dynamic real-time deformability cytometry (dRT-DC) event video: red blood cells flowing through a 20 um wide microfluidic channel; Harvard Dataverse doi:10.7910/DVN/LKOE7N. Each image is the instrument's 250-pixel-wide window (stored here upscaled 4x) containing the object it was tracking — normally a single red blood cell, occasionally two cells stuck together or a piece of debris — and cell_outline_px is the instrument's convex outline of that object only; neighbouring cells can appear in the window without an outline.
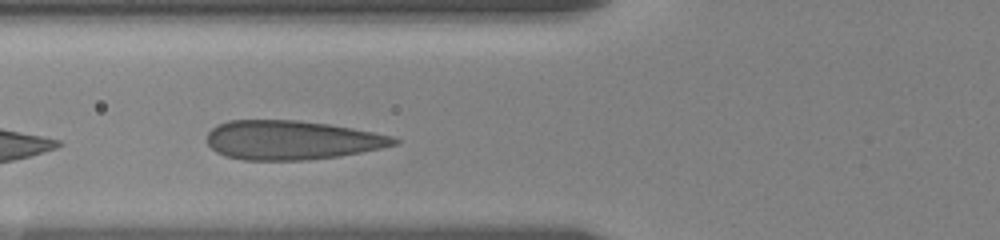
{"species": "human", "species_latin": "Homo sapiens", "temperature_condition": "room temperature", "stored_images_in_passage": 8, "camera_frame_rate_fps": 3000, "um_per_image_px": 0.085, "donor": {"sex": "female"}, "frame": {"image": 1, "passage_image": 6, "time_ms": 3.667, "image_size_px": [1000, 240], "cell_outline_px": [[400, 144], [340, 156], [308, 160], [244, 160], [224, 156], [216, 152], [208, 144], [208, 132], [212, 128], [228, 120], [296, 120], [328, 124], [352, 128], [392, 136], [400, 140]], "centroid_in_image_um": [24.79, 11.91], "position_along_channel_um": 101.0, "area_um2": 42.6}}
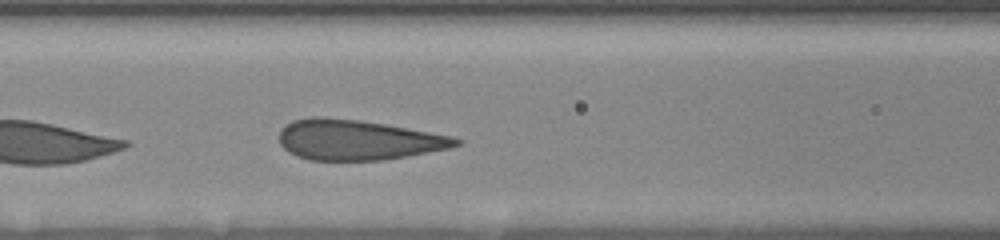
{"frame": {"image": 2, "passage_image": 8, "time_ms": 4.667, "image_size_px": [1000, 240], "cell_outline_px": [[464, 140], [460, 144], [448, 148], [408, 156], [384, 160], [308, 160], [296, 156], [288, 152], [280, 144], [280, 128], [284, 124], [292, 120], [312, 116], [320, 116], [360, 120], [384, 124], [452, 136]], "centroid_in_image_um": [30.36, 11.89], "position_along_channel_um": 136.2, "area_um2": 41.56}}